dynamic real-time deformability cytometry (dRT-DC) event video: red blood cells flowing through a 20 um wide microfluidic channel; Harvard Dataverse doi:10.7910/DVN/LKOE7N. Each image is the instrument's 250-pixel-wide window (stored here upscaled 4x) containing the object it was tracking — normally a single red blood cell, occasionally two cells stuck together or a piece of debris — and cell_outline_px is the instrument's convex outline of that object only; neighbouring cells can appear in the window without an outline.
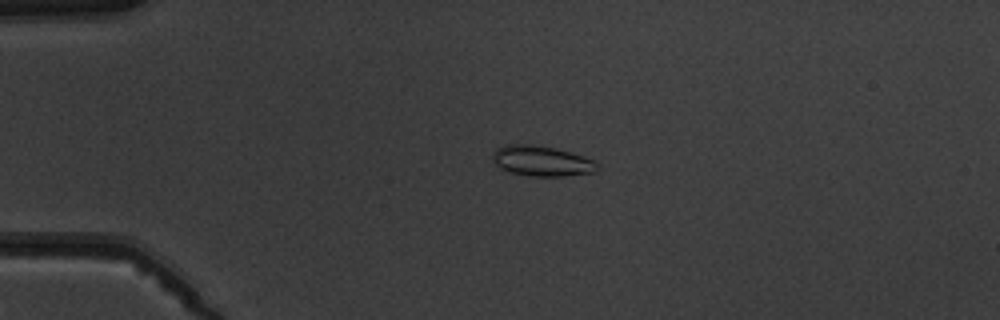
{"species": "common noctule bat (a hibernating species)", "species_latin": "Nyctalus noctula", "temperature_condition": "warm", "stored_images_in_passage": 6, "camera_frame_rate_fps": 3000, "um_per_image_px": 0.085, "animal": {"sex": "male", "body_mass_g": 19.5, "forearm_length_mm": 54.6}, "frame": {"image": 1, "passage_image": 4, "time_ms": 4.333, "image_size_px": [1000, 320], "cell_outline_px": [[600, 168], [596, 172], [564, 176], [528, 176], [512, 172], [500, 168], [492, 160], [492, 156], [496, 148], [508, 144], [528, 144], [556, 148], [592, 160], [600, 164]], "centroid_in_image_um": [46.05, 13.69], "position_along_channel_um": 39.0, "area_um2": 18.44}}
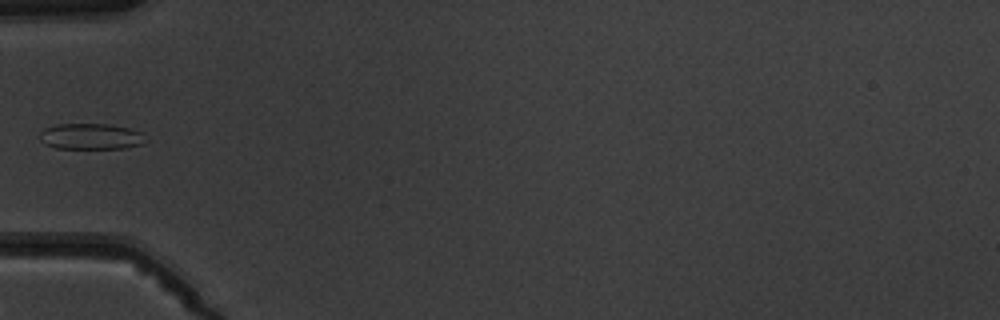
{"frame": {"image": 2, "passage_image": 6, "time_ms": 6.333, "image_size_px": [1000, 320], "cell_outline_px": [[140, 144], [124, 148], [56, 148], [44, 144], [40, 140], [40, 132], [44, 128], [56, 124], [108, 124], [128, 128], [140, 132]], "centroid_in_image_um": [7.59, 11.59], "position_along_channel_um": 77.4, "area_um2": 15.61}}